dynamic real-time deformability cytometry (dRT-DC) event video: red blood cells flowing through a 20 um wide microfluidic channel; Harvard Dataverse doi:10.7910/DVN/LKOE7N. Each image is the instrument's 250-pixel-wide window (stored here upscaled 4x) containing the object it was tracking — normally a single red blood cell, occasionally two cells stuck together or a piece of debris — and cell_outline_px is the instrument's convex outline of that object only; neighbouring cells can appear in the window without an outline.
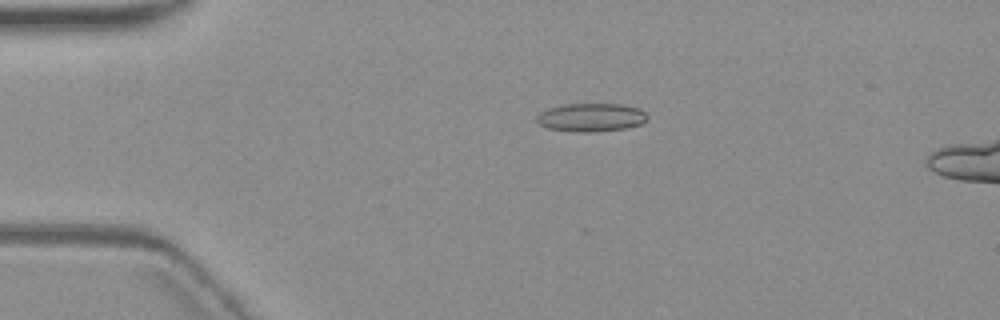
{"species": "common noctule bat (a hibernating species)", "species_latin": "Nyctalus noctula", "temperature_condition": "warm", "stored_images_in_passage": 5, "camera_frame_rate_fps": 3000, "um_per_image_px": 0.085, "animal": {"sex": "female", "body_mass_g": 19.3, "forearm_length_mm": 54.1}, "frame": {"image": 1, "passage_image": 3, "time_ms": 2.333, "image_size_px": [1000, 320], "cell_outline_px": [[648, 120], [640, 124], [624, 128], [592, 132], [572, 132], [548, 128], [540, 124], [536, 120], [536, 116], [540, 112], [548, 108], [564, 104], [620, 104], [640, 108], [648, 116]], "centroid_in_image_um": [50.23, 9.97], "position_along_channel_um": 34.8, "area_um2": 18.32}}